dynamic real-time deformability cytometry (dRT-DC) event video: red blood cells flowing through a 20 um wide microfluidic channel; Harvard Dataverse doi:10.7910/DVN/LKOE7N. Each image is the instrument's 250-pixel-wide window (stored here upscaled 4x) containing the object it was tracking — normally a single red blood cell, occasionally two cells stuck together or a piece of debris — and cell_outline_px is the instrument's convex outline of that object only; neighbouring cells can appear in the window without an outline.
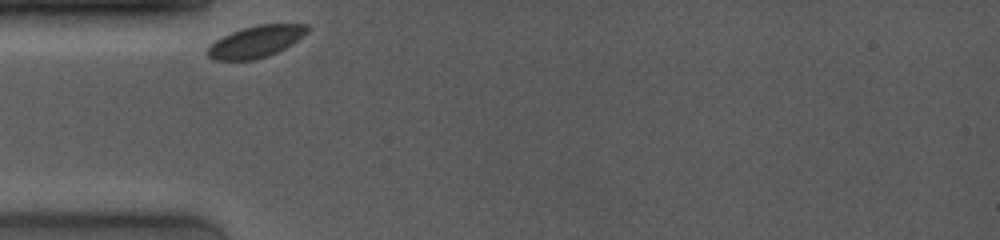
{"species": "common noctule bat (a hibernating species)", "species_latin": "Nyctalus noctula", "temperature_condition": "room temperature", "stored_images_in_passage": 46, "camera_frame_rate_fps": 4000, "um_per_image_px": 0.085, "animal": {"sex": "female", "body_mass_g": 19.0, "forearm_length_mm": 53.3}, "frame": {"image": 1, "passage_image": 1, "time_ms": 0.0, "image_size_px": [1000, 240], "cell_outline_px": [[308, 32], [292, 44], [268, 56], [252, 60], [212, 60], [208, 56], [208, 48], [216, 40], [240, 28], [256, 24], [308, 24]], "centroid_in_image_um": [21.76, 3.53], "position_along_channel_um": 63.2, "area_um2": 18.32}}
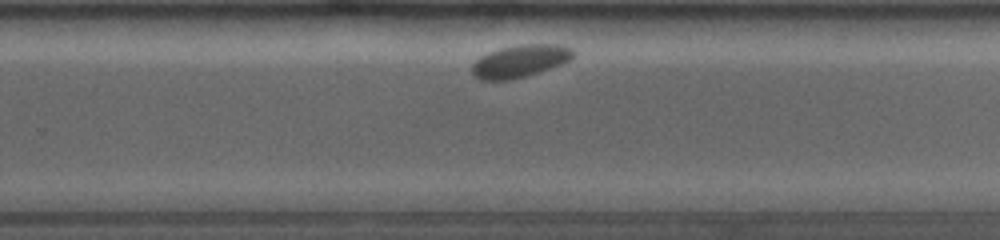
{"frame": {"image": 2, "passage_image": 33, "time_ms": 6.5, "image_size_px": [1000, 240], "cell_outline_px": [[576, 52], [568, 60], [560, 64], [512, 80], [480, 80], [472, 72], [472, 64], [480, 56], [488, 52], [500, 48], [520, 44], [560, 44], [572, 48]], "centroid_in_image_um": [44.18, 5.17], "position_along_channel_um": 285.6, "area_um2": 18.96}}
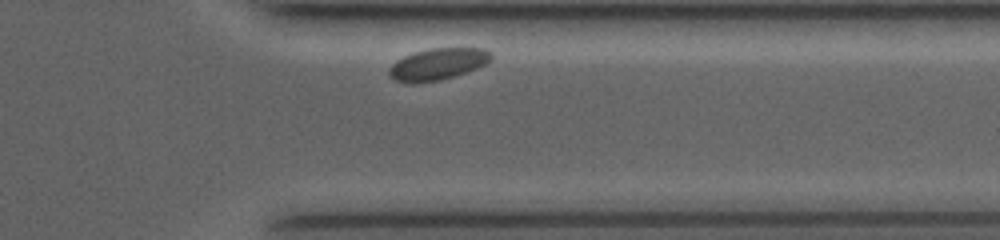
{"frame": {"image": 3, "passage_image": 44, "time_ms": 9.0, "image_size_px": [1000, 240], "cell_outline_px": [[492, 60], [476, 68], [456, 76], [440, 80], [412, 84], [392, 80], [388, 72], [388, 68], [396, 60], [404, 56], [416, 52], [432, 48], [484, 48], [492, 52]], "centroid_in_image_um": [37.19, 5.46], "position_along_channel_um": 374.2, "area_um2": 19.02}}